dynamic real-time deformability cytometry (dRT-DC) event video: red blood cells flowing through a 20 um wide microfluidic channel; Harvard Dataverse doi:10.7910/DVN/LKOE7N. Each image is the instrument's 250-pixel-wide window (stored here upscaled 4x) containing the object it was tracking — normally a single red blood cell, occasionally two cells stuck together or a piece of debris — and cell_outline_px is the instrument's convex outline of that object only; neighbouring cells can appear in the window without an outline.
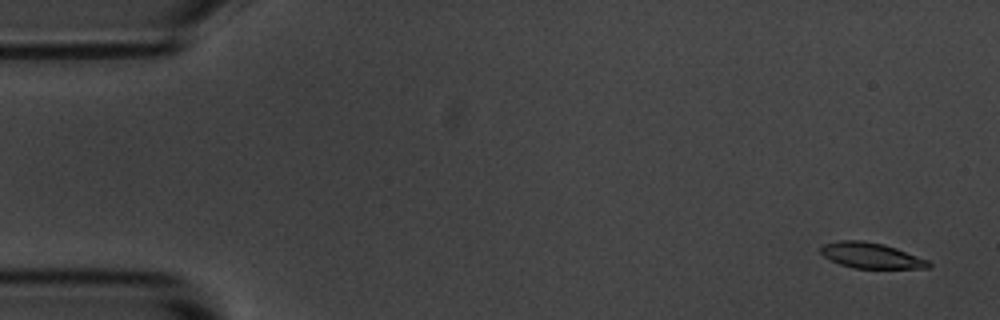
{"species": "common noctule bat (a hibernating species)", "species_latin": "Nyctalus noctula", "temperature_condition": "room temperature", "stored_images_in_passage": 6, "camera_frame_rate_fps": 3000, "um_per_image_px": 0.085, "animal": {"sex": "male", "body_mass_g": 20.1, "forearm_length_mm": 53.5}, "frame": {"image": 1, "passage_image": 1, "time_ms": 0.0, "image_size_px": [1000, 320], "cell_outline_px": [[932, 268], [852, 268], [840, 264], [824, 256], [820, 252], [820, 248], [824, 244], [840, 240], [864, 240], [884, 244], [896, 248], [928, 260], [932, 264]], "centroid_in_image_um": [74.05, 21.71], "position_along_channel_um": 10.9, "area_um2": 16.07}}
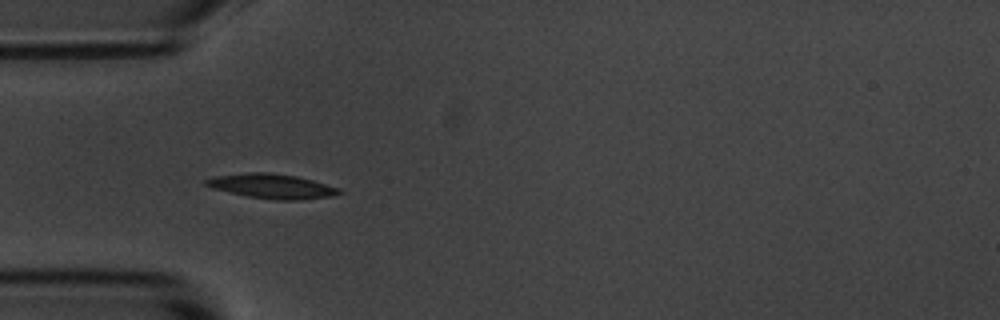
{"frame": {"image": 2, "passage_image": 5, "time_ms": 1.333, "image_size_px": [1000, 320], "cell_outline_px": [[344, 192], [332, 196], [296, 200], [276, 200], [248, 196], [212, 188], [204, 184], [204, 180], [216, 176], [248, 172], [268, 172], [296, 176], [312, 180], [340, 188]], "centroid_in_image_um": [23.13, 15.82], "position_along_channel_um": 61.9, "area_um2": 18.96}}